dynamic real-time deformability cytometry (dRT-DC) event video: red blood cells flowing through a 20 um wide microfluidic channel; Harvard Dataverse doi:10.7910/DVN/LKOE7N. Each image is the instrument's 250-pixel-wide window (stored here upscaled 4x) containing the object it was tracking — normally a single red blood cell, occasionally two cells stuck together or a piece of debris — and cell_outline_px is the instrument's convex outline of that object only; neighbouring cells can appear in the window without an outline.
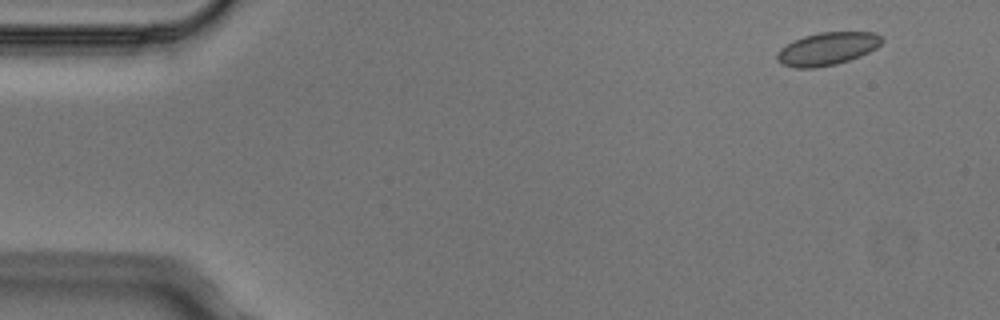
{"species": "Egyptian fruit bat (a non-hibernating species)", "species_latin": "Rousettus aegyptiacus", "temperature_condition": "cold", "stored_images_in_passage": 4, "camera_frame_rate_fps": 3000, "um_per_image_px": 0.085, "animal": {"sex": "male"}, "frame": {"image": 1, "passage_image": 1, "time_ms": 0.0, "image_size_px": [1000, 320], "cell_outline_px": [[884, 40], [876, 48], [860, 56], [836, 64], [816, 68], [796, 68], [780, 64], [776, 60], [776, 52], [780, 48], [792, 40], [804, 36], [820, 32], [876, 32]], "centroid_in_image_um": [70.27, 4.15], "position_along_channel_um": 14.7, "area_um2": 20.23}}